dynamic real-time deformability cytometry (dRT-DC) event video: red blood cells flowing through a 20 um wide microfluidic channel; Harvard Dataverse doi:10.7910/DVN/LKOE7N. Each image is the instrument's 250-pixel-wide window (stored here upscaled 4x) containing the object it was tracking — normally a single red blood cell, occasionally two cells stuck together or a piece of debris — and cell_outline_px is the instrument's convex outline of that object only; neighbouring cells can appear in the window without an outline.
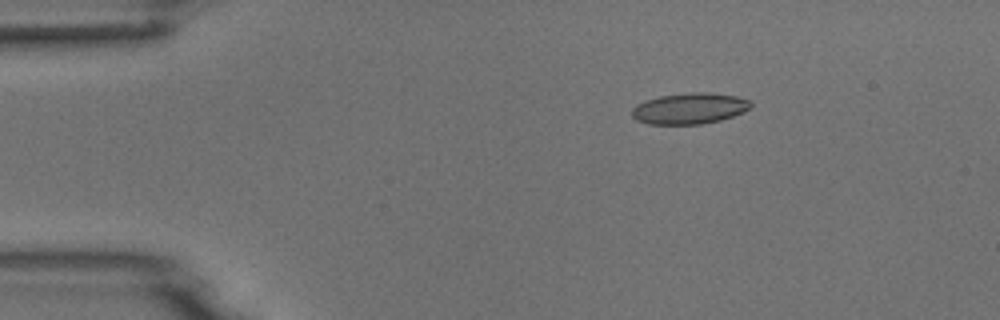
{"species": "common noctule bat (a hibernating species)", "species_latin": "Nyctalus noctula", "temperature_condition": "room temperature", "stored_images_in_passage": 4, "camera_frame_rate_fps": 3000, "um_per_image_px": 0.085, "animal": {"sex": "male", "body_mass_g": 18.8}, "frame": {"image": 1, "passage_image": 2, "time_ms": 2.0, "image_size_px": [1000, 320], "cell_outline_px": [[752, 104], [744, 112], [720, 120], [700, 124], [648, 124], [636, 120], [632, 116], [632, 108], [636, 104], [644, 100], [660, 96], [692, 92], [708, 92], [736, 96], [748, 100]], "centroid_in_image_um": [58.57, 9.22], "position_along_channel_um": 26.4, "area_um2": 21.44}}
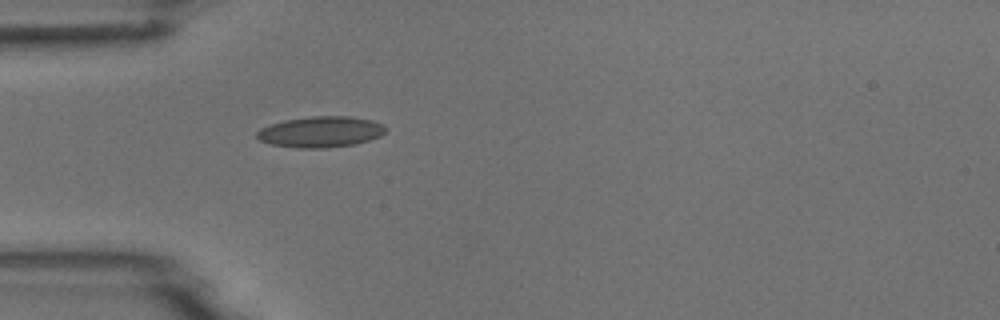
{"frame": {"image": 2, "passage_image": 4, "time_ms": 4.333, "image_size_px": [1000, 320], "cell_outline_px": [[388, 128], [380, 136], [368, 140], [352, 144], [324, 148], [296, 148], [272, 144], [260, 140], [256, 136], [256, 132], [260, 128], [284, 120], [312, 116], [352, 116], [372, 120], [384, 124]], "centroid_in_image_um": [27.27, 11.2], "position_along_channel_um": 57.7, "area_um2": 23.18}}